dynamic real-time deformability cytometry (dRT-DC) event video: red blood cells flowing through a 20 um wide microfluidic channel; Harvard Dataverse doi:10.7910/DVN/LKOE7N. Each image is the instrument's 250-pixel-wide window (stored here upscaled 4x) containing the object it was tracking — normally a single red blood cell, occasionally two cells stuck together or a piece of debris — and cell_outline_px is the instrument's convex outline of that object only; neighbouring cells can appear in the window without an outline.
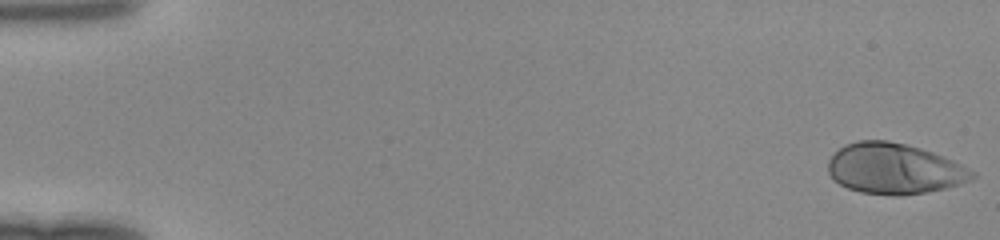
{"species": "human", "species_latin": "Homo sapiens", "temperature_condition": "room temperature", "stored_images_in_passage": 48, "camera_frame_rate_fps": 3000, "um_per_image_px": 0.085, "donor": {"sex": "female"}, "frame": {"image": 1, "passage_image": 1, "time_ms": 0.0, "image_size_px": [1000, 240], "cell_outline_px": [[976, 176], [960, 184], [928, 192], [900, 196], [892, 196], [860, 192], [848, 188], [832, 180], [828, 172], [828, 160], [844, 144], [860, 140], [888, 140], [920, 148], [932, 152], [952, 160], [976, 172]], "centroid_in_image_um": [75.98, 14.35], "position_along_channel_um": 9.0, "area_um2": 42.6}}
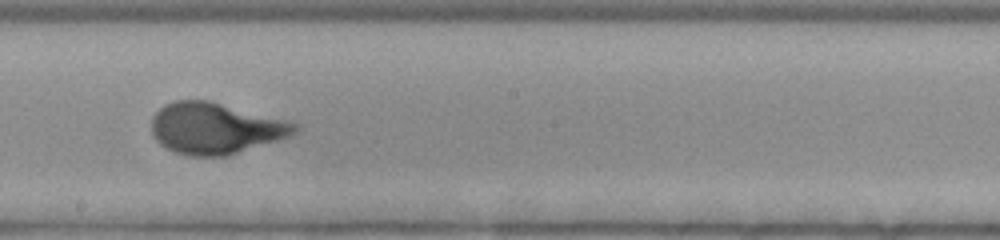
{"frame": {"image": 2, "passage_image": 28, "time_ms": 9.0, "image_size_px": [1000, 240], "cell_outline_px": [[300, 128], [292, 136], [228, 156], [192, 156], [176, 152], [160, 144], [152, 136], [152, 116], [164, 104], [172, 100], [208, 100], [288, 120], [300, 124]], "centroid_in_image_um": [18.34, 10.9], "position_along_channel_um": 229.9, "area_um2": 43.12}}
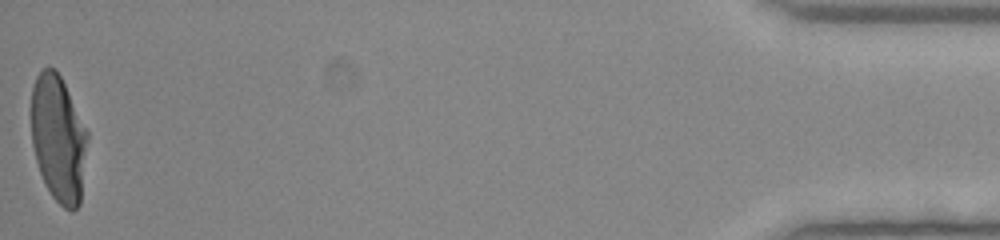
{"frame": {"image": 3, "passage_image": 48, "time_ms": 15.667, "image_size_px": [1000, 240], "cell_outline_px": [[88, 136], [80, 204], [72, 212], [64, 208], [52, 196], [44, 184], [36, 160], [32, 144], [32, 84], [36, 76], [44, 68], [56, 68], [88, 132]], "centroid_in_image_um": [4.96, 11.8], "position_along_channel_um": 430.2, "area_um2": 41.33}}